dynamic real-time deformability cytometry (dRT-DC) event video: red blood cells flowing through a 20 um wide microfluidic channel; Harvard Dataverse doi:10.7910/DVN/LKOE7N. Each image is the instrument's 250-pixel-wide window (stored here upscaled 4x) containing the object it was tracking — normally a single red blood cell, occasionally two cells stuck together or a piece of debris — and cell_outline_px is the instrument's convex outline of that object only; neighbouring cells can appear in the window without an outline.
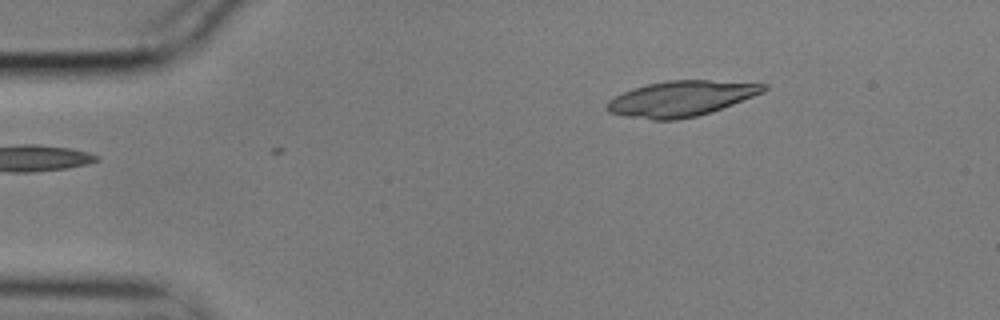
{"species": "common noctule bat (a hibernating species)", "species_latin": "Nyctalus noctula", "temperature_condition": "cold", "stored_images_in_passage": 11, "camera_frame_rate_fps": 3000, "um_per_image_px": 0.085, "animal": {"sex": "male", "body_mass_g": 17.9}, "frame": {"image": 1, "passage_image": 1, "time_ms": 0.0, "image_size_px": [1000, 320], "cell_outline_px": [[768, 88], [764, 92], [712, 112], [696, 116], [676, 120], [652, 120], [624, 116], [608, 112], [604, 108], [608, 100], [632, 88], [648, 84], [668, 80], [708, 80], [768, 84]], "centroid_in_image_um": [57.87, 8.39], "position_along_channel_um": 27.1, "area_um2": 32.43}}